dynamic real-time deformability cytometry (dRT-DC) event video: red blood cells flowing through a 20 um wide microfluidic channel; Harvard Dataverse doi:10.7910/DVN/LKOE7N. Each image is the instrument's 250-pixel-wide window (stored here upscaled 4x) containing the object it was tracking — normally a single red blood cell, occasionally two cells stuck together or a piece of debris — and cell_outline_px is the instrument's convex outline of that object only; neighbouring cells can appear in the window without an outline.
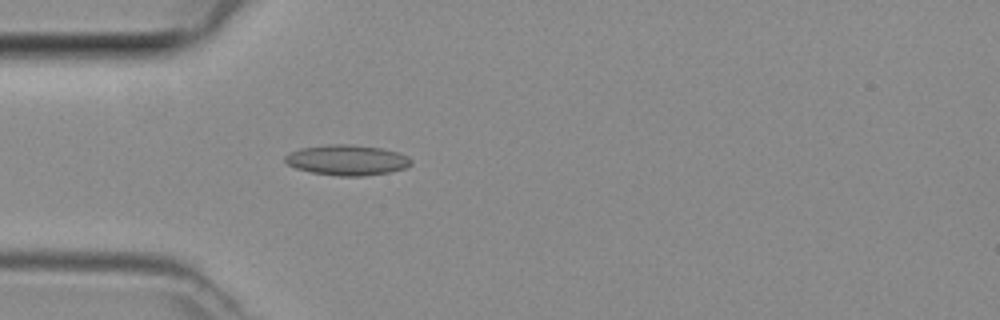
{"species": "common noctule bat (a hibernating species)", "species_latin": "Nyctalus noctula", "temperature_condition": "room temperature", "stored_images_in_passage": 29, "camera_frame_rate_fps": 3000, "um_per_image_px": 0.085, "animal": {"sex": "female", "body_mass_g": 29.2, "forearm_length_mm": 56.3}, "frame": {"image": 1, "passage_image": 3, "time_ms": 0.667, "image_size_px": [1000, 320], "cell_outline_px": [[412, 164], [404, 168], [388, 172], [364, 176], [340, 176], [312, 172], [296, 168], [288, 164], [284, 160], [284, 156], [300, 148], [324, 144], [352, 144], [380, 148], [400, 152], [408, 156], [412, 160]], "centroid_in_image_um": [29.51, 13.59], "position_along_channel_um": 55.5, "area_um2": 22.37}}
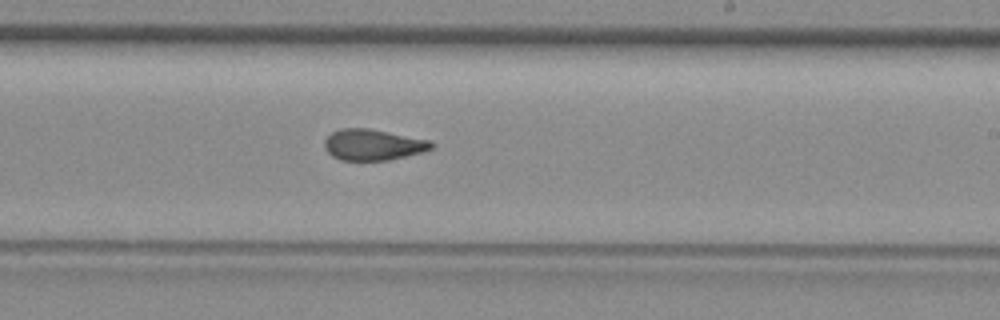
{"frame": {"image": 2, "passage_image": 17, "time_ms": 5.333, "image_size_px": [1000, 320], "cell_outline_px": [[436, 144], [432, 148], [424, 152], [388, 160], [340, 160], [332, 156], [324, 148], [324, 140], [332, 132], [340, 128], [368, 128], [432, 140]], "centroid_in_image_um": [31.73, 12.3], "position_along_channel_um": 257.3, "area_um2": 19.54}}
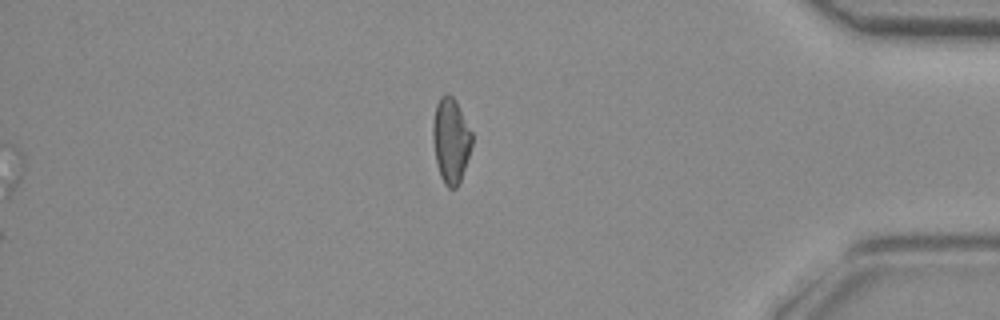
{"frame": {"image": 3, "passage_image": 29, "time_ms": 9.333, "image_size_px": [1000, 320], "cell_outline_px": [[472, 144], [460, 180], [456, 188], [448, 188], [444, 184], [440, 176], [436, 160], [432, 140], [432, 124], [436, 104], [440, 96], [444, 92], [448, 92], [456, 100], [472, 132]], "centroid_in_image_um": [38.3, 11.88], "position_along_channel_um": 396.9, "area_um2": 19.48}}